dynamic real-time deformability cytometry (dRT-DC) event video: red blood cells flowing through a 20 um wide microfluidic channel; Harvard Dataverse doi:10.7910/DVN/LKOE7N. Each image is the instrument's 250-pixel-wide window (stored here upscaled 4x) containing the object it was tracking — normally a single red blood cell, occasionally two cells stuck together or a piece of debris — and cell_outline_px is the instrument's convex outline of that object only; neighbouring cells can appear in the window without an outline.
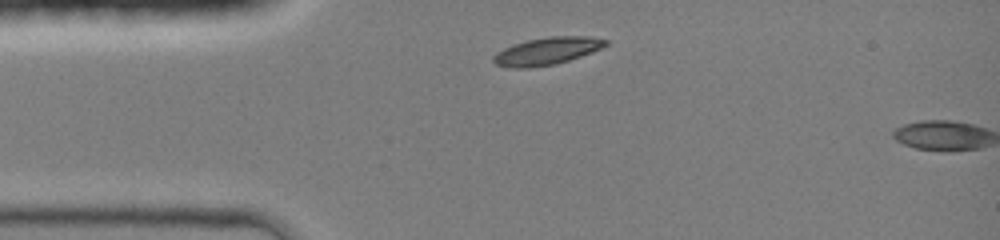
{"species": "common noctule bat (a hibernating species)", "species_latin": "Nyctalus noctula", "temperature_condition": "room temperature", "stored_images_in_passage": 2, "camera_frame_rate_fps": 3000, "um_per_image_px": 0.085, "animal": {"sex": "female", "body_mass_g": 19.0, "forearm_length_mm": 51.5}, "frame": {"image": 1, "passage_image": 1, "time_ms": 0.0, "image_size_px": [1000, 240], "cell_outline_px": [[608, 44], [592, 52], [556, 64], [528, 68], [512, 68], [496, 64], [492, 60], [492, 56], [496, 52], [512, 44], [528, 40], [548, 36], [588, 36], [608, 40]], "centroid_in_image_um": [46.46, 4.34], "position_along_channel_um": 38.5, "area_um2": 17.92}}